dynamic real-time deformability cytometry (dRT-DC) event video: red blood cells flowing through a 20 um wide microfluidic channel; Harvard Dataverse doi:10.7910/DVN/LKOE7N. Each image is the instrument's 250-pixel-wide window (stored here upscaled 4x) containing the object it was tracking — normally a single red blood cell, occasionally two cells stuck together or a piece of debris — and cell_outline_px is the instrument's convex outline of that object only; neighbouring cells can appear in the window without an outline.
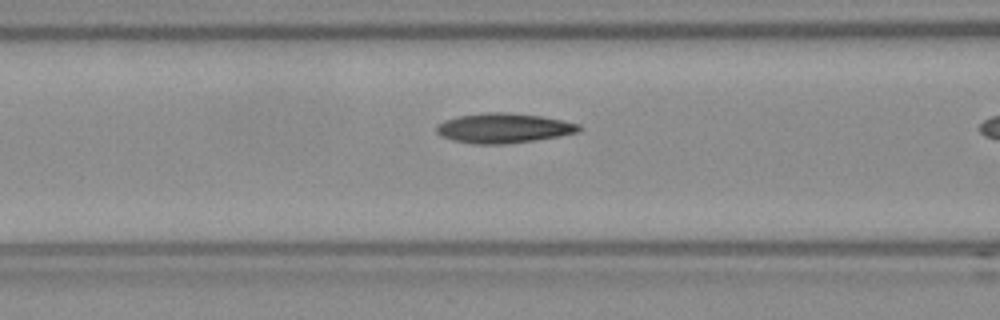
{"species": "Egyptian fruit bat (a non-hibernating species)", "species_latin": "Rousettus aegyptiacus", "temperature_condition": "room temperature", "stored_images_in_passage": 6, "camera_frame_rate_fps": 3000, "um_per_image_px": 0.085, "frame": {"image": 1, "passage_image": 5, "time_ms": 1.333, "image_size_px": [1000, 320], "cell_outline_px": [[584, 128], [580, 132], [560, 136], [504, 144], [472, 144], [452, 140], [440, 136], [436, 132], [436, 124], [444, 120], [456, 116], [484, 112], [508, 112], [540, 116], [580, 124]], "centroid_in_image_um": [42.77, 10.88], "position_along_channel_um": 123.8, "area_um2": 24.97}}